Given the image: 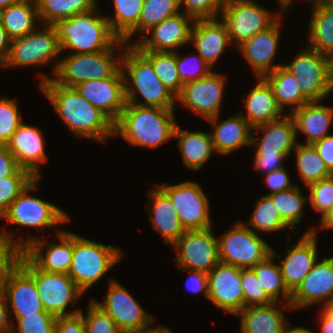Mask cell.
<instances>
[{"instance_id": "obj_23", "label": "cell", "mask_w": 333, "mask_h": 333, "mask_svg": "<svg viewBox=\"0 0 333 333\" xmlns=\"http://www.w3.org/2000/svg\"><path fill=\"white\" fill-rule=\"evenodd\" d=\"M281 19L280 17L272 26L237 47L257 78L264 77L284 65L283 62L281 65L273 64L279 47Z\"/></svg>"}, {"instance_id": "obj_42", "label": "cell", "mask_w": 333, "mask_h": 333, "mask_svg": "<svg viewBox=\"0 0 333 333\" xmlns=\"http://www.w3.org/2000/svg\"><path fill=\"white\" fill-rule=\"evenodd\" d=\"M301 188L296 186L287 190H282L269 196L274 201L276 208L279 210L283 221L294 231L296 226L301 223L303 209L306 205L308 197L302 196Z\"/></svg>"}, {"instance_id": "obj_63", "label": "cell", "mask_w": 333, "mask_h": 333, "mask_svg": "<svg viewBox=\"0 0 333 333\" xmlns=\"http://www.w3.org/2000/svg\"><path fill=\"white\" fill-rule=\"evenodd\" d=\"M153 323H151L149 326L141 328L137 331H133L130 333H172V330L169 327H165L163 325L152 326Z\"/></svg>"}, {"instance_id": "obj_2", "label": "cell", "mask_w": 333, "mask_h": 333, "mask_svg": "<svg viewBox=\"0 0 333 333\" xmlns=\"http://www.w3.org/2000/svg\"><path fill=\"white\" fill-rule=\"evenodd\" d=\"M174 109L143 107L126 103L114 123V134L129 145L154 149L174 139L177 126Z\"/></svg>"}, {"instance_id": "obj_6", "label": "cell", "mask_w": 333, "mask_h": 333, "mask_svg": "<svg viewBox=\"0 0 333 333\" xmlns=\"http://www.w3.org/2000/svg\"><path fill=\"white\" fill-rule=\"evenodd\" d=\"M117 46L126 47L127 44L119 39L108 50L96 53H69L68 56L60 58L56 72L51 79L56 84L74 87L84 81L110 77L120 67L121 63L123 49L117 53L115 58Z\"/></svg>"}, {"instance_id": "obj_52", "label": "cell", "mask_w": 333, "mask_h": 333, "mask_svg": "<svg viewBox=\"0 0 333 333\" xmlns=\"http://www.w3.org/2000/svg\"><path fill=\"white\" fill-rule=\"evenodd\" d=\"M224 2L225 0H179V8H183V13L193 20L215 19L220 16Z\"/></svg>"}, {"instance_id": "obj_14", "label": "cell", "mask_w": 333, "mask_h": 333, "mask_svg": "<svg viewBox=\"0 0 333 333\" xmlns=\"http://www.w3.org/2000/svg\"><path fill=\"white\" fill-rule=\"evenodd\" d=\"M212 228L187 230L172 245V249L177 252L176 266L180 270L208 274L220 262L218 240Z\"/></svg>"}, {"instance_id": "obj_31", "label": "cell", "mask_w": 333, "mask_h": 333, "mask_svg": "<svg viewBox=\"0 0 333 333\" xmlns=\"http://www.w3.org/2000/svg\"><path fill=\"white\" fill-rule=\"evenodd\" d=\"M257 84L246 95L245 114L240 111L241 116L252 126L282 118L286 113L278 106L273 90L269 83L263 78H257ZM284 113V114H283Z\"/></svg>"}, {"instance_id": "obj_60", "label": "cell", "mask_w": 333, "mask_h": 333, "mask_svg": "<svg viewBox=\"0 0 333 333\" xmlns=\"http://www.w3.org/2000/svg\"><path fill=\"white\" fill-rule=\"evenodd\" d=\"M9 316V308L7 305V301L4 295V292L0 286V333H14L13 326H14V319L10 321ZM10 321V322H9Z\"/></svg>"}, {"instance_id": "obj_21", "label": "cell", "mask_w": 333, "mask_h": 333, "mask_svg": "<svg viewBox=\"0 0 333 333\" xmlns=\"http://www.w3.org/2000/svg\"><path fill=\"white\" fill-rule=\"evenodd\" d=\"M90 104L100 109L114 123L126 106L124 79L119 67L110 77L88 80L74 86Z\"/></svg>"}, {"instance_id": "obj_40", "label": "cell", "mask_w": 333, "mask_h": 333, "mask_svg": "<svg viewBox=\"0 0 333 333\" xmlns=\"http://www.w3.org/2000/svg\"><path fill=\"white\" fill-rule=\"evenodd\" d=\"M294 151L297 167L295 169H297L300 181H303L306 187L333 175L313 144L297 142Z\"/></svg>"}, {"instance_id": "obj_15", "label": "cell", "mask_w": 333, "mask_h": 333, "mask_svg": "<svg viewBox=\"0 0 333 333\" xmlns=\"http://www.w3.org/2000/svg\"><path fill=\"white\" fill-rule=\"evenodd\" d=\"M56 232L57 244L48 243L44 237L28 236L22 240V253L42 271L68 274L73 256V232L66 229Z\"/></svg>"}, {"instance_id": "obj_26", "label": "cell", "mask_w": 333, "mask_h": 333, "mask_svg": "<svg viewBox=\"0 0 333 333\" xmlns=\"http://www.w3.org/2000/svg\"><path fill=\"white\" fill-rule=\"evenodd\" d=\"M43 135L37 127L22 123L6 144L20 167L28 170L35 178H40L39 165L48 160Z\"/></svg>"}, {"instance_id": "obj_38", "label": "cell", "mask_w": 333, "mask_h": 333, "mask_svg": "<svg viewBox=\"0 0 333 333\" xmlns=\"http://www.w3.org/2000/svg\"><path fill=\"white\" fill-rule=\"evenodd\" d=\"M97 0H36L40 24L53 25L98 6Z\"/></svg>"}, {"instance_id": "obj_56", "label": "cell", "mask_w": 333, "mask_h": 333, "mask_svg": "<svg viewBox=\"0 0 333 333\" xmlns=\"http://www.w3.org/2000/svg\"><path fill=\"white\" fill-rule=\"evenodd\" d=\"M290 155H276V156H254L255 169L266 174L274 170L281 169L285 159Z\"/></svg>"}, {"instance_id": "obj_36", "label": "cell", "mask_w": 333, "mask_h": 333, "mask_svg": "<svg viewBox=\"0 0 333 333\" xmlns=\"http://www.w3.org/2000/svg\"><path fill=\"white\" fill-rule=\"evenodd\" d=\"M275 250L268 255L263 261L257 263L251 269L254 271L260 284L264 287L267 295L274 301L280 302L283 299L281 309L293 310L290 306L292 292L288 289L284 282L283 275L279 264L274 263Z\"/></svg>"}, {"instance_id": "obj_1", "label": "cell", "mask_w": 333, "mask_h": 333, "mask_svg": "<svg viewBox=\"0 0 333 333\" xmlns=\"http://www.w3.org/2000/svg\"><path fill=\"white\" fill-rule=\"evenodd\" d=\"M40 90L54 110L77 137L105 142L114 134V122L84 99L74 87L56 84L47 74L39 73Z\"/></svg>"}, {"instance_id": "obj_55", "label": "cell", "mask_w": 333, "mask_h": 333, "mask_svg": "<svg viewBox=\"0 0 333 333\" xmlns=\"http://www.w3.org/2000/svg\"><path fill=\"white\" fill-rule=\"evenodd\" d=\"M264 178L267 187L271 189V192L266 195L273 194L282 190H287L289 188L296 186L295 183L294 184L290 183L291 179L288 175L285 166L282 167L281 169L266 173Z\"/></svg>"}, {"instance_id": "obj_25", "label": "cell", "mask_w": 333, "mask_h": 333, "mask_svg": "<svg viewBox=\"0 0 333 333\" xmlns=\"http://www.w3.org/2000/svg\"><path fill=\"white\" fill-rule=\"evenodd\" d=\"M261 132L257 139L253 136ZM261 138V139H260ZM260 139L259 141H257ZM297 143L295 122L290 114L253 127L251 145L256 147L254 156L290 155Z\"/></svg>"}, {"instance_id": "obj_66", "label": "cell", "mask_w": 333, "mask_h": 333, "mask_svg": "<svg viewBox=\"0 0 333 333\" xmlns=\"http://www.w3.org/2000/svg\"><path fill=\"white\" fill-rule=\"evenodd\" d=\"M289 324L286 327V330L284 333H314L311 330L307 329L306 327L303 326H295V327H291L289 328Z\"/></svg>"}, {"instance_id": "obj_3", "label": "cell", "mask_w": 333, "mask_h": 333, "mask_svg": "<svg viewBox=\"0 0 333 333\" xmlns=\"http://www.w3.org/2000/svg\"><path fill=\"white\" fill-rule=\"evenodd\" d=\"M120 68L127 103L143 107L175 108L176 96L163 85L152 64L132 42L123 49ZM138 94L139 97L142 96L144 103H138Z\"/></svg>"}, {"instance_id": "obj_24", "label": "cell", "mask_w": 333, "mask_h": 333, "mask_svg": "<svg viewBox=\"0 0 333 333\" xmlns=\"http://www.w3.org/2000/svg\"><path fill=\"white\" fill-rule=\"evenodd\" d=\"M317 230L313 226L298 239L297 243L286 250L284 260H280V269L284 282L293 292L304 280L318 261Z\"/></svg>"}, {"instance_id": "obj_17", "label": "cell", "mask_w": 333, "mask_h": 333, "mask_svg": "<svg viewBox=\"0 0 333 333\" xmlns=\"http://www.w3.org/2000/svg\"><path fill=\"white\" fill-rule=\"evenodd\" d=\"M226 76L212 71L208 76L183 84L176 101L203 119L219 115L223 103Z\"/></svg>"}, {"instance_id": "obj_47", "label": "cell", "mask_w": 333, "mask_h": 333, "mask_svg": "<svg viewBox=\"0 0 333 333\" xmlns=\"http://www.w3.org/2000/svg\"><path fill=\"white\" fill-rule=\"evenodd\" d=\"M241 283L244 293V308L268 305L274 301L267 295L251 268L241 269Z\"/></svg>"}, {"instance_id": "obj_58", "label": "cell", "mask_w": 333, "mask_h": 333, "mask_svg": "<svg viewBox=\"0 0 333 333\" xmlns=\"http://www.w3.org/2000/svg\"><path fill=\"white\" fill-rule=\"evenodd\" d=\"M188 278L186 279V288L193 293H203V295L208 299V287H207V273L188 270Z\"/></svg>"}, {"instance_id": "obj_46", "label": "cell", "mask_w": 333, "mask_h": 333, "mask_svg": "<svg viewBox=\"0 0 333 333\" xmlns=\"http://www.w3.org/2000/svg\"><path fill=\"white\" fill-rule=\"evenodd\" d=\"M18 109L15 98L2 97L0 99V145H6L17 128L23 123Z\"/></svg>"}, {"instance_id": "obj_18", "label": "cell", "mask_w": 333, "mask_h": 333, "mask_svg": "<svg viewBox=\"0 0 333 333\" xmlns=\"http://www.w3.org/2000/svg\"><path fill=\"white\" fill-rule=\"evenodd\" d=\"M241 268L219 262L207 274L208 300L225 313L237 315L244 309Z\"/></svg>"}, {"instance_id": "obj_48", "label": "cell", "mask_w": 333, "mask_h": 333, "mask_svg": "<svg viewBox=\"0 0 333 333\" xmlns=\"http://www.w3.org/2000/svg\"><path fill=\"white\" fill-rule=\"evenodd\" d=\"M86 315H83L86 333H123L116 325L114 319L89 300Z\"/></svg>"}, {"instance_id": "obj_44", "label": "cell", "mask_w": 333, "mask_h": 333, "mask_svg": "<svg viewBox=\"0 0 333 333\" xmlns=\"http://www.w3.org/2000/svg\"><path fill=\"white\" fill-rule=\"evenodd\" d=\"M179 0H144L138 21L139 33L149 31L166 18L180 12Z\"/></svg>"}, {"instance_id": "obj_12", "label": "cell", "mask_w": 333, "mask_h": 333, "mask_svg": "<svg viewBox=\"0 0 333 333\" xmlns=\"http://www.w3.org/2000/svg\"><path fill=\"white\" fill-rule=\"evenodd\" d=\"M304 48L291 63L283 66L295 76L300 91L309 101H323L333 91L328 56Z\"/></svg>"}, {"instance_id": "obj_39", "label": "cell", "mask_w": 333, "mask_h": 333, "mask_svg": "<svg viewBox=\"0 0 333 333\" xmlns=\"http://www.w3.org/2000/svg\"><path fill=\"white\" fill-rule=\"evenodd\" d=\"M114 16L107 17L112 32L126 42L138 33V21L144 0H114Z\"/></svg>"}, {"instance_id": "obj_49", "label": "cell", "mask_w": 333, "mask_h": 333, "mask_svg": "<svg viewBox=\"0 0 333 333\" xmlns=\"http://www.w3.org/2000/svg\"><path fill=\"white\" fill-rule=\"evenodd\" d=\"M14 318L17 323L13 328L17 333H55L57 317L48 312H36Z\"/></svg>"}, {"instance_id": "obj_34", "label": "cell", "mask_w": 333, "mask_h": 333, "mask_svg": "<svg viewBox=\"0 0 333 333\" xmlns=\"http://www.w3.org/2000/svg\"><path fill=\"white\" fill-rule=\"evenodd\" d=\"M40 23L36 0H21L0 11V21L10 40L21 38Z\"/></svg>"}, {"instance_id": "obj_29", "label": "cell", "mask_w": 333, "mask_h": 333, "mask_svg": "<svg viewBox=\"0 0 333 333\" xmlns=\"http://www.w3.org/2000/svg\"><path fill=\"white\" fill-rule=\"evenodd\" d=\"M219 115L206 121L213 126L210 132L215 153L228 155L243 146H251L253 127L241 116V113L219 122Z\"/></svg>"}, {"instance_id": "obj_68", "label": "cell", "mask_w": 333, "mask_h": 333, "mask_svg": "<svg viewBox=\"0 0 333 333\" xmlns=\"http://www.w3.org/2000/svg\"><path fill=\"white\" fill-rule=\"evenodd\" d=\"M328 60H329V74H330V79L333 85V53H331L328 56Z\"/></svg>"}, {"instance_id": "obj_10", "label": "cell", "mask_w": 333, "mask_h": 333, "mask_svg": "<svg viewBox=\"0 0 333 333\" xmlns=\"http://www.w3.org/2000/svg\"><path fill=\"white\" fill-rule=\"evenodd\" d=\"M234 224L217 238L220 262L247 269L272 253V246L243 222Z\"/></svg>"}, {"instance_id": "obj_16", "label": "cell", "mask_w": 333, "mask_h": 333, "mask_svg": "<svg viewBox=\"0 0 333 333\" xmlns=\"http://www.w3.org/2000/svg\"><path fill=\"white\" fill-rule=\"evenodd\" d=\"M103 302L91 298L95 304L109 314L123 333H130L154 323V317L142 308L123 285L111 278Z\"/></svg>"}, {"instance_id": "obj_45", "label": "cell", "mask_w": 333, "mask_h": 333, "mask_svg": "<svg viewBox=\"0 0 333 333\" xmlns=\"http://www.w3.org/2000/svg\"><path fill=\"white\" fill-rule=\"evenodd\" d=\"M35 177L20 168L14 175L0 178V217Z\"/></svg>"}, {"instance_id": "obj_7", "label": "cell", "mask_w": 333, "mask_h": 333, "mask_svg": "<svg viewBox=\"0 0 333 333\" xmlns=\"http://www.w3.org/2000/svg\"><path fill=\"white\" fill-rule=\"evenodd\" d=\"M18 263L34 278L39 298L46 312L55 317L69 316L79 313L75 309L67 311L69 305L74 306L84 292L65 273L47 272L38 269L22 252Z\"/></svg>"}, {"instance_id": "obj_43", "label": "cell", "mask_w": 333, "mask_h": 333, "mask_svg": "<svg viewBox=\"0 0 333 333\" xmlns=\"http://www.w3.org/2000/svg\"><path fill=\"white\" fill-rule=\"evenodd\" d=\"M139 52L152 64L163 85L177 97L182 90L183 82L177 71L176 52Z\"/></svg>"}, {"instance_id": "obj_54", "label": "cell", "mask_w": 333, "mask_h": 333, "mask_svg": "<svg viewBox=\"0 0 333 333\" xmlns=\"http://www.w3.org/2000/svg\"><path fill=\"white\" fill-rule=\"evenodd\" d=\"M55 333H86L83 312L57 317Z\"/></svg>"}, {"instance_id": "obj_5", "label": "cell", "mask_w": 333, "mask_h": 333, "mask_svg": "<svg viewBox=\"0 0 333 333\" xmlns=\"http://www.w3.org/2000/svg\"><path fill=\"white\" fill-rule=\"evenodd\" d=\"M120 247L104 245L73 233V256L68 275L85 293L124 258Z\"/></svg>"}, {"instance_id": "obj_27", "label": "cell", "mask_w": 333, "mask_h": 333, "mask_svg": "<svg viewBox=\"0 0 333 333\" xmlns=\"http://www.w3.org/2000/svg\"><path fill=\"white\" fill-rule=\"evenodd\" d=\"M191 42L198 54L212 68L228 44L231 45L227 27L219 18L194 20L190 34Z\"/></svg>"}, {"instance_id": "obj_62", "label": "cell", "mask_w": 333, "mask_h": 333, "mask_svg": "<svg viewBox=\"0 0 333 333\" xmlns=\"http://www.w3.org/2000/svg\"><path fill=\"white\" fill-rule=\"evenodd\" d=\"M11 40L0 21V66L7 59L10 50Z\"/></svg>"}, {"instance_id": "obj_28", "label": "cell", "mask_w": 333, "mask_h": 333, "mask_svg": "<svg viewBox=\"0 0 333 333\" xmlns=\"http://www.w3.org/2000/svg\"><path fill=\"white\" fill-rule=\"evenodd\" d=\"M147 192L149 220L153 228L163 237L164 242L173 245L185 233L176 209L169 196L158 186Z\"/></svg>"}, {"instance_id": "obj_35", "label": "cell", "mask_w": 333, "mask_h": 333, "mask_svg": "<svg viewBox=\"0 0 333 333\" xmlns=\"http://www.w3.org/2000/svg\"><path fill=\"white\" fill-rule=\"evenodd\" d=\"M271 86L278 106L285 112V106L290 107V113L300 109L309 100L300 91L295 76L283 65L263 77Z\"/></svg>"}, {"instance_id": "obj_30", "label": "cell", "mask_w": 333, "mask_h": 333, "mask_svg": "<svg viewBox=\"0 0 333 333\" xmlns=\"http://www.w3.org/2000/svg\"><path fill=\"white\" fill-rule=\"evenodd\" d=\"M321 103L322 101H309L290 113L295 122L297 142L300 131L305 134V144H314L330 135L327 132L333 122V107Z\"/></svg>"}, {"instance_id": "obj_61", "label": "cell", "mask_w": 333, "mask_h": 333, "mask_svg": "<svg viewBox=\"0 0 333 333\" xmlns=\"http://www.w3.org/2000/svg\"><path fill=\"white\" fill-rule=\"evenodd\" d=\"M319 313L321 333H333V302L322 307Z\"/></svg>"}, {"instance_id": "obj_19", "label": "cell", "mask_w": 333, "mask_h": 333, "mask_svg": "<svg viewBox=\"0 0 333 333\" xmlns=\"http://www.w3.org/2000/svg\"><path fill=\"white\" fill-rule=\"evenodd\" d=\"M0 286L14 317L46 312L34 278L18 262L2 277Z\"/></svg>"}, {"instance_id": "obj_57", "label": "cell", "mask_w": 333, "mask_h": 333, "mask_svg": "<svg viewBox=\"0 0 333 333\" xmlns=\"http://www.w3.org/2000/svg\"><path fill=\"white\" fill-rule=\"evenodd\" d=\"M20 165L6 145H0V178L14 175Z\"/></svg>"}, {"instance_id": "obj_20", "label": "cell", "mask_w": 333, "mask_h": 333, "mask_svg": "<svg viewBox=\"0 0 333 333\" xmlns=\"http://www.w3.org/2000/svg\"><path fill=\"white\" fill-rule=\"evenodd\" d=\"M194 20L182 11L153 26L132 45L138 51L176 52L179 47L190 44ZM177 49V50H176Z\"/></svg>"}, {"instance_id": "obj_59", "label": "cell", "mask_w": 333, "mask_h": 333, "mask_svg": "<svg viewBox=\"0 0 333 333\" xmlns=\"http://www.w3.org/2000/svg\"><path fill=\"white\" fill-rule=\"evenodd\" d=\"M328 170L333 174V134L313 144Z\"/></svg>"}, {"instance_id": "obj_50", "label": "cell", "mask_w": 333, "mask_h": 333, "mask_svg": "<svg viewBox=\"0 0 333 333\" xmlns=\"http://www.w3.org/2000/svg\"><path fill=\"white\" fill-rule=\"evenodd\" d=\"M310 206L320 218L333 206V175L307 186Z\"/></svg>"}, {"instance_id": "obj_41", "label": "cell", "mask_w": 333, "mask_h": 333, "mask_svg": "<svg viewBox=\"0 0 333 333\" xmlns=\"http://www.w3.org/2000/svg\"><path fill=\"white\" fill-rule=\"evenodd\" d=\"M253 212L247 222H243L248 228L257 233L287 231L290 228L282 219L279 210L269 195L258 198ZM251 226V227H250Z\"/></svg>"}, {"instance_id": "obj_51", "label": "cell", "mask_w": 333, "mask_h": 333, "mask_svg": "<svg viewBox=\"0 0 333 333\" xmlns=\"http://www.w3.org/2000/svg\"><path fill=\"white\" fill-rule=\"evenodd\" d=\"M13 232L9 233L2 227L0 231V280L18 262L22 252V238L14 239Z\"/></svg>"}, {"instance_id": "obj_67", "label": "cell", "mask_w": 333, "mask_h": 333, "mask_svg": "<svg viewBox=\"0 0 333 333\" xmlns=\"http://www.w3.org/2000/svg\"><path fill=\"white\" fill-rule=\"evenodd\" d=\"M20 1L21 0H0V11Z\"/></svg>"}, {"instance_id": "obj_64", "label": "cell", "mask_w": 333, "mask_h": 333, "mask_svg": "<svg viewBox=\"0 0 333 333\" xmlns=\"http://www.w3.org/2000/svg\"><path fill=\"white\" fill-rule=\"evenodd\" d=\"M321 229L333 228V206L320 218L319 227Z\"/></svg>"}, {"instance_id": "obj_37", "label": "cell", "mask_w": 333, "mask_h": 333, "mask_svg": "<svg viewBox=\"0 0 333 333\" xmlns=\"http://www.w3.org/2000/svg\"><path fill=\"white\" fill-rule=\"evenodd\" d=\"M312 8L307 47L329 56L333 53V10L319 4Z\"/></svg>"}, {"instance_id": "obj_33", "label": "cell", "mask_w": 333, "mask_h": 333, "mask_svg": "<svg viewBox=\"0 0 333 333\" xmlns=\"http://www.w3.org/2000/svg\"><path fill=\"white\" fill-rule=\"evenodd\" d=\"M177 124L174 132L183 165L191 170L201 169L215 152L210 132L180 129Z\"/></svg>"}, {"instance_id": "obj_32", "label": "cell", "mask_w": 333, "mask_h": 333, "mask_svg": "<svg viewBox=\"0 0 333 333\" xmlns=\"http://www.w3.org/2000/svg\"><path fill=\"white\" fill-rule=\"evenodd\" d=\"M279 302L268 305L251 306L241 310V333H284L288 326L287 318L278 307Z\"/></svg>"}, {"instance_id": "obj_69", "label": "cell", "mask_w": 333, "mask_h": 333, "mask_svg": "<svg viewBox=\"0 0 333 333\" xmlns=\"http://www.w3.org/2000/svg\"><path fill=\"white\" fill-rule=\"evenodd\" d=\"M319 5L325 6L331 10H333V0H322Z\"/></svg>"}, {"instance_id": "obj_11", "label": "cell", "mask_w": 333, "mask_h": 333, "mask_svg": "<svg viewBox=\"0 0 333 333\" xmlns=\"http://www.w3.org/2000/svg\"><path fill=\"white\" fill-rule=\"evenodd\" d=\"M40 178H35L20 195L9 205L8 209L1 215L9 224H16L22 227L51 228L56 225H63L70 222V217L48 201L29 195V192L37 189Z\"/></svg>"}, {"instance_id": "obj_8", "label": "cell", "mask_w": 333, "mask_h": 333, "mask_svg": "<svg viewBox=\"0 0 333 333\" xmlns=\"http://www.w3.org/2000/svg\"><path fill=\"white\" fill-rule=\"evenodd\" d=\"M41 26L39 31L36 29L21 38L11 40L8 57L0 67H42L53 61L54 75L61 58L59 55L62 53L59 39L53 25ZM55 57L58 60H55Z\"/></svg>"}, {"instance_id": "obj_53", "label": "cell", "mask_w": 333, "mask_h": 333, "mask_svg": "<svg viewBox=\"0 0 333 333\" xmlns=\"http://www.w3.org/2000/svg\"><path fill=\"white\" fill-rule=\"evenodd\" d=\"M192 57L194 60H192L193 58L190 56L181 57L176 51L177 71L183 84L199 80L214 71L213 68L210 67L199 54Z\"/></svg>"}, {"instance_id": "obj_9", "label": "cell", "mask_w": 333, "mask_h": 333, "mask_svg": "<svg viewBox=\"0 0 333 333\" xmlns=\"http://www.w3.org/2000/svg\"><path fill=\"white\" fill-rule=\"evenodd\" d=\"M254 0H225L221 20L225 23L231 43L240 46L254 35L272 26L280 17ZM278 14V15H277Z\"/></svg>"}, {"instance_id": "obj_4", "label": "cell", "mask_w": 333, "mask_h": 333, "mask_svg": "<svg viewBox=\"0 0 333 333\" xmlns=\"http://www.w3.org/2000/svg\"><path fill=\"white\" fill-rule=\"evenodd\" d=\"M98 13L96 7L53 24L62 53L65 49L74 51L71 54L96 53L110 49L119 40L112 32L107 17Z\"/></svg>"}, {"instance_id": "obj_13", "label": "cell", "mask_w": 333, "mask_h": 333, "mask_svg": "<svg viewBox=\"0 0 333 333\" xmlns=\"http://www.w3.org/2000/svg\"><path fill=\"white\" fill-rule=\"evenodd\" d=\"M171 199L185 231L202 230L212 225L210 203L202 186L195 181H185L170 185L163 182L158 185Z\"/></svg>"}, {"instance_id": "obj_65", "label": "cell", "mask_w": 333, "mask_h": 333, "mask_svg": "<svg viewBox=\"0 0 333 333\" xmlns=\"http://www.w3.org/2000/svg\"><path fill=\"white\" fill-rule=\"evenodd\" d=\"M277 1L280 6L279 9L283 11V15H284V12H286L285 10L289 9V7L292 5L294 0H277ZM307 1L312 2V5L313 4L316 5V4H319L322 0H307Z\"/></svg>"}, {"instance_id": "obj_22", "label": "cell", "mask_w": 333, "mask_h": 333, "mask_svg": "<svg viewBox=\"0 0 333 333\" xmlns=\"http://www.w3.org/2000/svg\"><path fill=\"white\" fill-rule=\"evenodd\" d=\"M318 302L323 305L333 302V256L315 263L292 292L290 306L297 310Z\"/></svg>"}]
</instances>
